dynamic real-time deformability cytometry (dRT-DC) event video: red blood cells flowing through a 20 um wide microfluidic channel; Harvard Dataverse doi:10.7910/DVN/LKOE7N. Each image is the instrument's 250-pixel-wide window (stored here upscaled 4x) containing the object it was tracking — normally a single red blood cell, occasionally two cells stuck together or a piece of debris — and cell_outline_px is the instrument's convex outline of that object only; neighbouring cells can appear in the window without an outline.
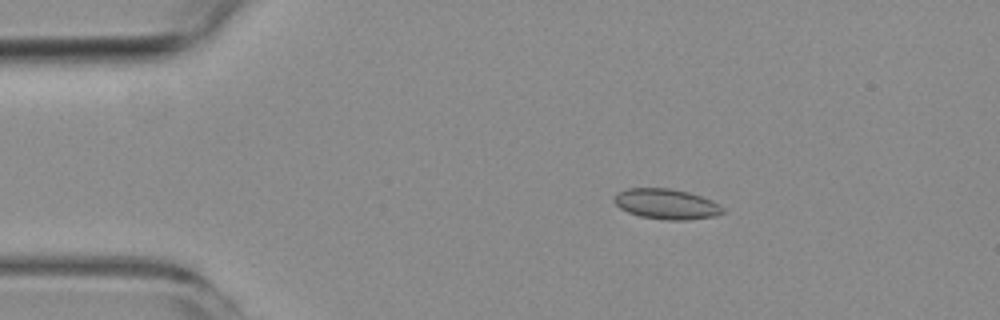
{"species": "common noctule bat (a hibernating species)", "species_latin": "Nyctalus noctula", "temperature_condition": "room temperature", "stored_images_in_passage": 6, "camera_frame_rate_fps": 3000, "um_per_image_px": 0.085, "animal": {"sex": "female", "body_mass_g": 19.3, "forearm_length_mm": 54.1}, "frame": {"image": 1, "passage_image": 3, "time_ms": 2.333, "image_size_px": [1000, 320], "cell_outline_px": [[724, 212], [716, 216], [688, 220], [664, 220], [640, 216], [628, 212], [620, 208], [612, 200], [616, 192], [628, 188], [668, 188], [688, 192], [712, 200], [724, 208]], "centroid_in_image_um": [56.63, 17.34], "position_along_channel_um": 28.4, "area_um2": 19.31}}
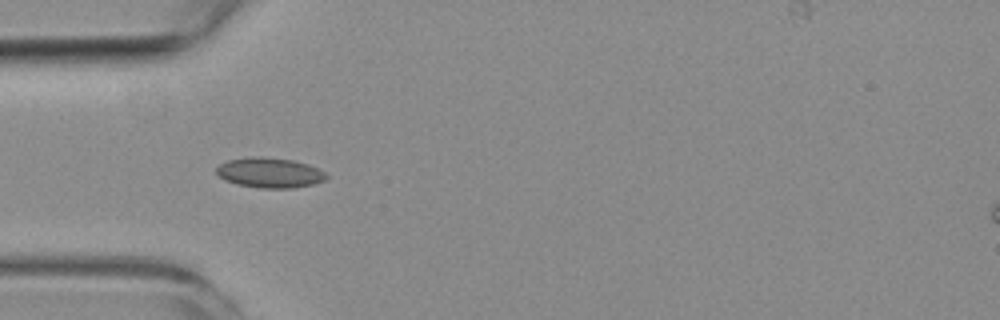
{"frame": {"image": 2, "passage_image": 5, "time_ms": 4.667, "image_size_px": [1000, 320], "cell_outline_px": [[328, 176], [324, 180], [312, 184], [292, 188], [260, 188], [236, 184], [224, 180], [216, 172], [216, 168], [220, 164], [228, 160], [256, 156], [260, 156], [292, 160], [308, 164], [324, 172]], "centroid_in_image_um": [22.9, 14.68], "position_along_channel_um": 62.1, "area_um2": 19.13}}
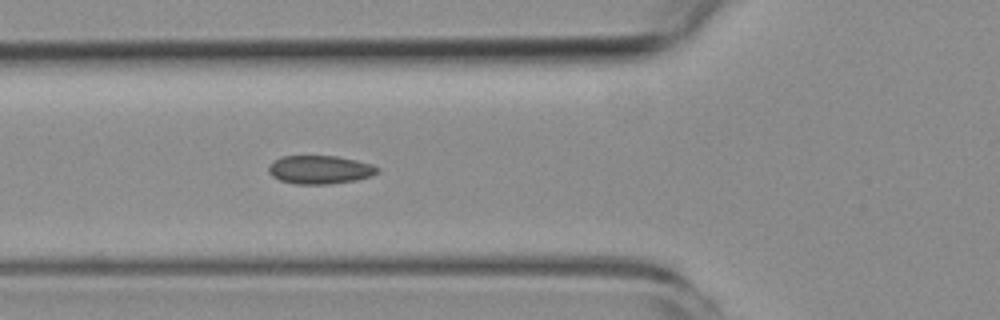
{"frame": {"image": 3, "passage_image": 6, "time_ms": 5.667, "image_size_px": [1000, 320], "cell_outline_px": [[380, 172], [372, 176], [356, 180], [328, 184], [296, 184], [280, 180], [272, 176], [268, 172], [268, 168], [280, 156], [336, 156], [356, 160], [372, 164], [380, 168]], "centroid_in_image_um": [27.23, 14.42], "position_along_channel_um": 98.6, "area_um2": 18.03}}